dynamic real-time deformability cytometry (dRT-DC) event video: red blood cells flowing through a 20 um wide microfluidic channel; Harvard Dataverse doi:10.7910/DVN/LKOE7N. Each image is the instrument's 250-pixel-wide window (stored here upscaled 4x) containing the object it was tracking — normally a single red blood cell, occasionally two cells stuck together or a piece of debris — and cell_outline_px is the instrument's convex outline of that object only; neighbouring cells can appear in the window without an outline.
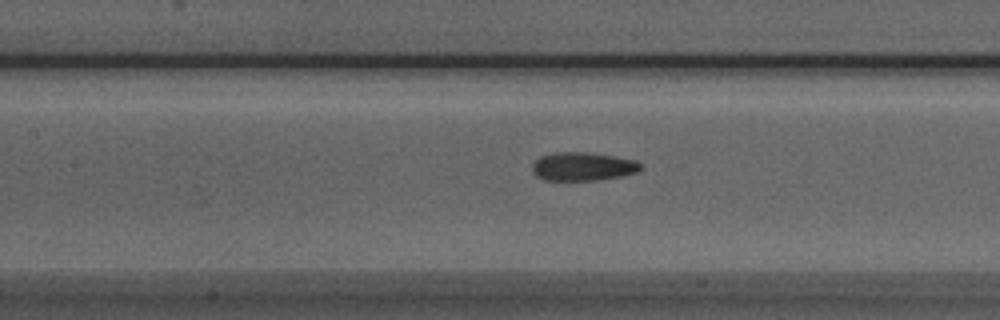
{"species": "Egyptian fruit bat (a non-hibernating species)", "species_latin": "Rousettus aegyptiacus", "temperature_condition": "room temperature", "stored_images_in_passage": 41, "camera_frame_rate_fps": 3000, "um_per_image_px": 0.085, "animal": {"sex": "male"}, "frame": {"image": 1, "passage_image": 17, "time_ms": 5.333, "image_size_px": [1000, 320], "cell_outline_px": [[640, 168], [636, 172], [620, 176], [596, 180], [544, 180], [536, 176], [532, 172], [532, 164], [540, 156], [552, 152], [588, 152], [616, 156], [636, 160], [640, 164]], "centroid_in_image_um": [49.49, 14.14], "position_along_channel_um": 157.9, "area_um2": 18.03}}
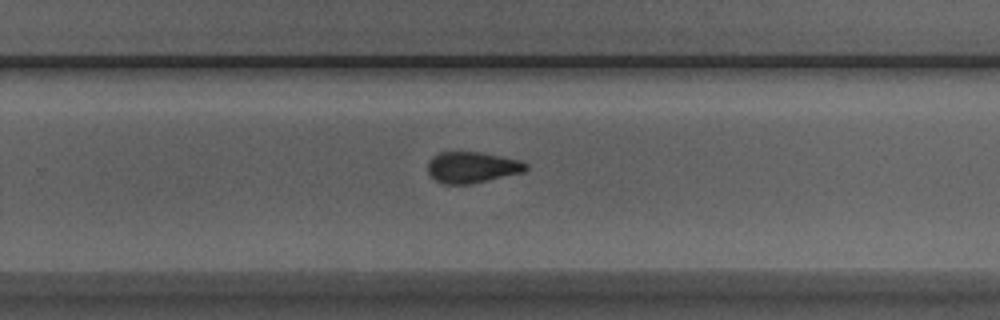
{"frame": {"image": 2, "passage_image": 27, "time_ms": 8.667, "image_size_px": [1000, 320], "cell_outline_px": [[528, 168], [524, 172], [472, 184], [444, 184], [436, 180], [428, 172], [428, 160], [432, 156], [440, 152], [480, 152], [520, 160], [528, 164]], "centroid_in_image_um": [40.13, 14.22], "position_along_channel_um": 289.7, "area_um2": 17.86}}
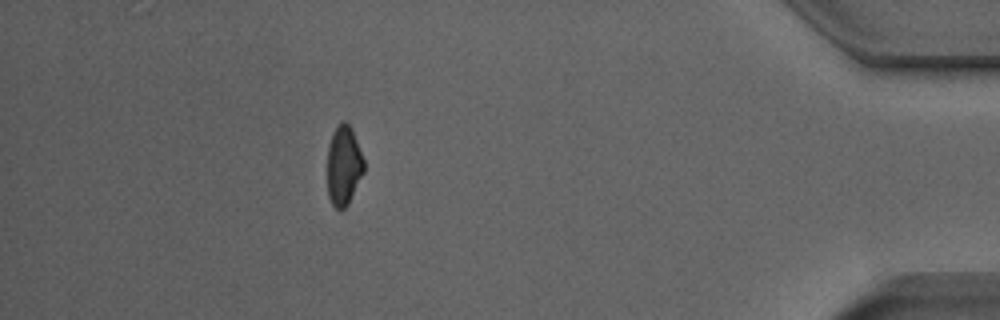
{"frame": {"image": 3, "passage_image": 40, "time_ms": 13.0, "image_size_px": [1000, 320], "cell_outline_px": [[364, 172], [348, 204], [340, 212], [332, 204], [328, 196], [328, 148], [332, 136], [336, 128], [344, 120], [352, 128], [364, 160]], "centroid_in_image_um": [29.23, 14.11], "position_along_channel_um": 406.0, "area_um2": 16.82}}